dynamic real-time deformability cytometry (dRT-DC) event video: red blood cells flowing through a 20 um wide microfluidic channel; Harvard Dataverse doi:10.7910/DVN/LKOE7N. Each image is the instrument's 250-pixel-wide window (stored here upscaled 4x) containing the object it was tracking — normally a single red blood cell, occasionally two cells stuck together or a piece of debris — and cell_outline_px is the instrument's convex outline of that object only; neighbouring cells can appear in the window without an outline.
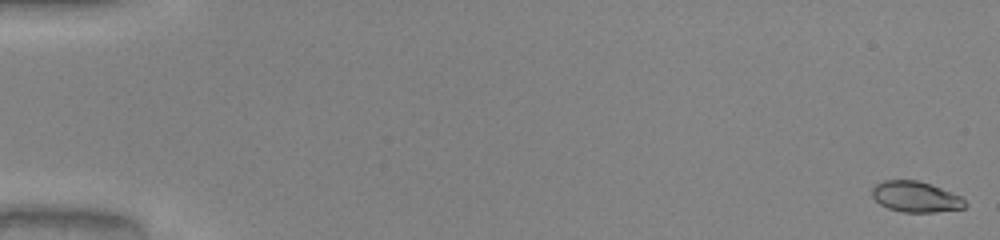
{"species": "common noctule bat (a hibernating species)", "species_latin": "Nyctalus noctula", "temperature_condition": "warm", "stored_images_in_passage": 52, "camera_frame_rate_fps": 3000, "um_per_image_px": 0.085, "animal": {"sex": "male", "body_mass_g": 20.0, "forearm_length_mm": 53.3}, "frame": {"image": 1, "passage_image": 1, "time_ms": 0.0, "image_size_px": [1000, 240], "cell_outline_px": [[968, 204], [964, 208], [936, 212], [904, 212], [888, 208], [880, 204], [872, 196], [872, 188], [876, 184], [884, 180], [916, 180], [932, 184], [960, 196]], "centroid_in_image_um": [77.84, 16.72], "position_along_channel_um": 7.2, "area_um2": 16.65}}
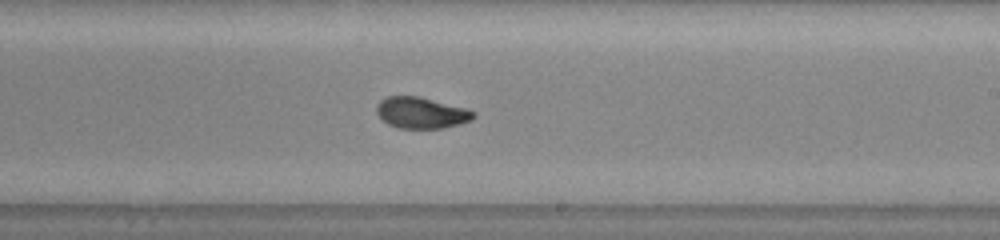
{"frame": {"image": 2, "passage_image": 32, "time_ms": 10.333, "image_size_px": [1000, 240], "cell_outline_px": [[476, 116], [472, 120], [460, 124], [444, 128], [400, 128], [388, 124], [376, 112], [376, 104], [380, 100], [388, 96], [420, 96], [468, 108], [476, 112]], "centroid_in_image_um": [35.85, 9.57], "position_along_channel_um": 253.1, "area_um2": 17.86}}
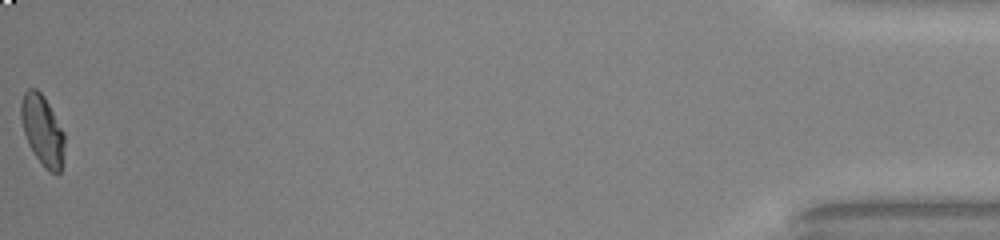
{"frame": {"image": 3, "passage_image": 52, "time_ms": 17.0, "image_size_px": [1000, 240], "cell_outline_px": [[64, 144], [60, 172], [48, 172], [44, 168], [28, 144], [24, 132], [20, 116], [20, 104], [24, 92], [28, 88], [36, 88], [44, 96], [64, 132]], "centroid_in_image_um": [3.59, 11.04], "position_along_channel_um": 431.6, "area_um2": 17.69}, "authors_computed_cell_mechanics": {"area_um2": 17.6868, "velocity_mm_per_s": 4.0822, "shape_relaxation_time_tau1_ms": 7.5199, "shape_relaxation_time_tau2_ms": 0.9396, "deformation_change_tau1": 0.2614, "deformation_change_tau2": 0.0494}}